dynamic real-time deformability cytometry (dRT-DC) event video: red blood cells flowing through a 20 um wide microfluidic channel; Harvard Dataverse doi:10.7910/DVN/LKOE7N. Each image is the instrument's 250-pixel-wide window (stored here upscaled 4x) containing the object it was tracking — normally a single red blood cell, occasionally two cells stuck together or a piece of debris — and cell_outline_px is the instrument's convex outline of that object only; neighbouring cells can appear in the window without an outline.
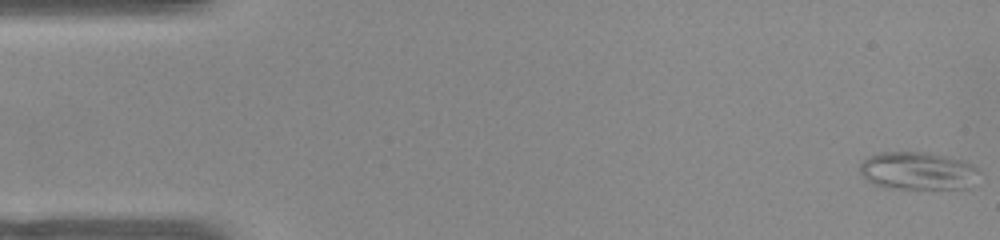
{"species": "common noctule bat (a hibernating species)", "species_latin": "Nyctalus noctula", "temperature_condition": "warm", "stored_images_in_passage": 52, "camera_frame_rate_fps": 3000, "um_per_image_px": 0.085, "animal": {"sex": "female", "body_mass_g": 22.0, "forearm_length_mm": 56.7}, "frame": {"image": 1, "passage_image": 1, "time_ms": 0.0, "image_size_px": [1000, 240], "cell_outline_px": [[980, 172], [968, 188], [884, 188], [872, 184], [860, 172], [860, 164], [868, 156], [880, 152], [928, 152], [948, 156], [964, 160], [972, 164]], "centroid_in_image_um": [78.0, 14.51], "position_along_channel_um": 7.0, "area_um2": 26.36}}
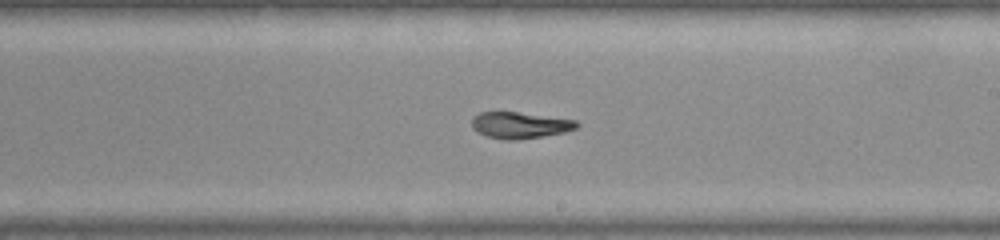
{"frame": {"image": 2, "passage_image": 30, "time_ms": 9.667, "image_size_px": [1000, 240], "cell_outline_px": [[580, 124], [576, 128], [564, 132], [544, 136], [516, 140], [504, 140], [488, 136], [476, 132], [472, 128], [472, 116], [480, 112], [516, 112], [576, 120]], "centroid_in_image_um": [44.16, 10.64], "position_along_channel_um": 244.8, "area_um2": 16.13}}
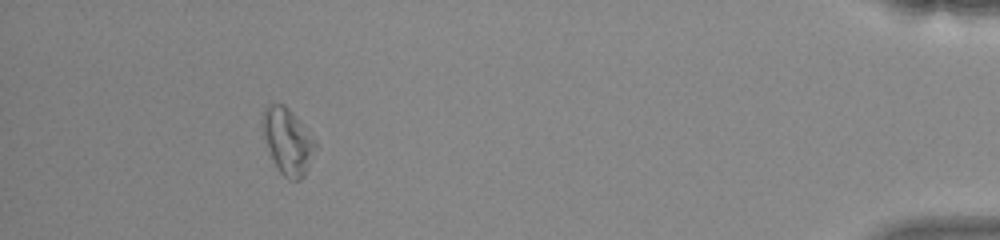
{"frame": {"image": 3, "passage_image": 48, "time_ms": 15.667, "image_size_px": [1000, 240], "cell_outline_px": [[316, 148], [308, 168], [304, 176], [300, 180], [288, 180], [276, 168], [272, 160], [264, 136], [260, 120], [264, 108], [268, 104], [284, 104], [296, 116], [316, 140]], "centroid_in_image_um": [24.44, 12.0], "position_along_channel_um": 410.8, "area_um2": 20.52}, "authors_computed_cell_mechanics": {"area_um2": 17.8602, "velocity_mm_per_s": 3.8539, "shape_relaxation_time_tau1_ms": null, "shape_relaxation_time_tau2_ms": 6.5727, "deformation_change_tau1": null, "deformation_change_tau2": 0.1372}}